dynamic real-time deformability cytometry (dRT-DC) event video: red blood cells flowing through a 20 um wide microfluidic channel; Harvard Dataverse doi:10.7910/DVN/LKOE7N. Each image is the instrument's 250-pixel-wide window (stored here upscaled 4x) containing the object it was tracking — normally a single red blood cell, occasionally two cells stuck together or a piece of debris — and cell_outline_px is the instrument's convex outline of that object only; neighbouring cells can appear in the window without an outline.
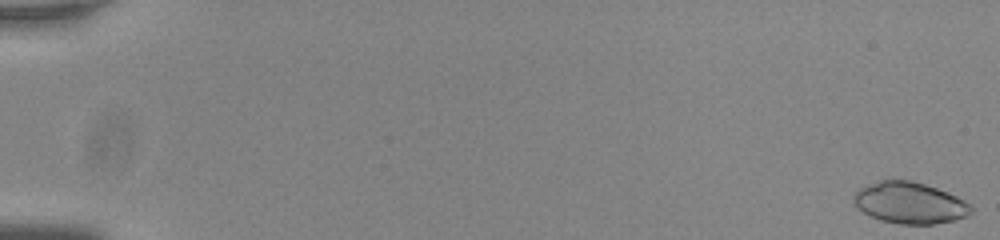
{"species": "common noctule bat (a hibernating species)", "species_latin": "Nyctalus noctula", "temperature_condition": "room temperature", "stored_images_in_passage": 56, "camera_frame_rate_fps": 3000, "um_per_image_px": 0.085, "animal": {"sex": "male", "body_mass_g": 20.0, "forearm_length_mm": 53.3}, "frame": {"image": 1, "passage_image": 1, "time_ms": 0.0, "image_size_px": [1000, 240], "cell_outline_px": [[972, 212], [968, 216], [956, 220], [932, 224], [900, 224], [880, 220], [864, 212], [856, 204], [852, 196], [860, 188], [868, 184], [880, 180], [908, 180], [924, 184], [948, 192], [972, 204]], "centroid_in_image_um": [77.37, 17.25], "position_along_channel_um": 7.6, "area_um2": 28.21}}
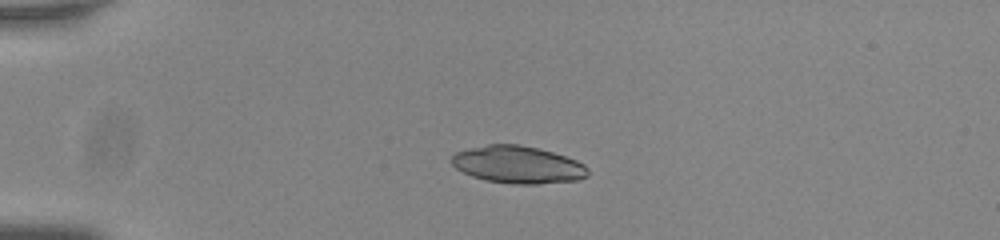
{"frame": {"image": 2, "passage_image": 15, "time_ms": 4.667, "image_size_px": [1000, 240], "cell_outline_px": [[588, 176], [576, 180], [536, 184], [512, 184], [484, 180], [472, 176], [456, 168], [448, 160], [456, 152], [468, 148], [488, 144], [520, 144], [552, 152], [576, 160], [584, 164], [588, 168]], "centroid_in_image_um": [43.99, 13.99], "position_along_channel_um": 41.0, "area_um2": 29.71}}